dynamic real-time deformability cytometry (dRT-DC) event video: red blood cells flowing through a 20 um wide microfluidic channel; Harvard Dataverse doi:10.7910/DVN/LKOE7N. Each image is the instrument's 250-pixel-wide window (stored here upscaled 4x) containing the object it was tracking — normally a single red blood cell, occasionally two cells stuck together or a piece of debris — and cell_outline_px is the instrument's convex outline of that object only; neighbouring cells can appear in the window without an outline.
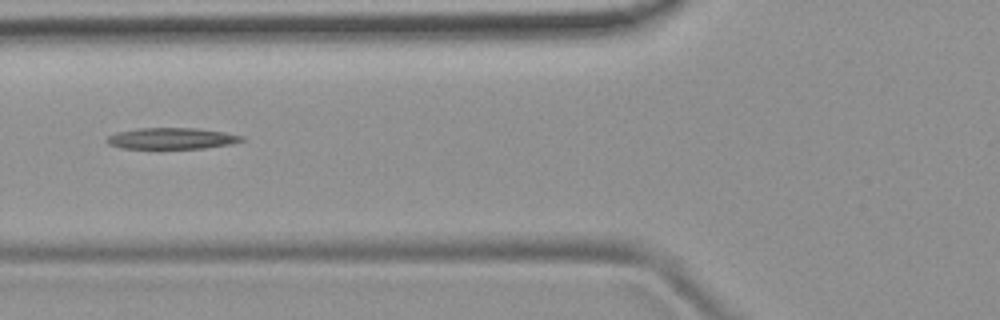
{"species": "common noctule bat (a hibernating species)", "species_latin": "Nyctalus noctula", "temperature_condition": "room temperature", "stored_images_in_passage": 6, "camera_frame_rate_fps": 3000, "um_per_image_px": 0.085, "animal": {"sex": "female", "body_mass_g": 19.9}, "frame": {"image": 1, "passage_image": 6, "time_ms": 6.333, "image_size_px": [1000, 320], "cell_outline_px": [[244, 140], [232, 144], [204, 148], [120, 148], [108, 144], [104, 140], [108, 136], [116, 132], [140, 128], [196, 128], [224, 132], [244, 136]], "centroid_in_image_um": [14.58, 11.76], "position_along_channel_um": 111.2, "area_um2": 16.7}}